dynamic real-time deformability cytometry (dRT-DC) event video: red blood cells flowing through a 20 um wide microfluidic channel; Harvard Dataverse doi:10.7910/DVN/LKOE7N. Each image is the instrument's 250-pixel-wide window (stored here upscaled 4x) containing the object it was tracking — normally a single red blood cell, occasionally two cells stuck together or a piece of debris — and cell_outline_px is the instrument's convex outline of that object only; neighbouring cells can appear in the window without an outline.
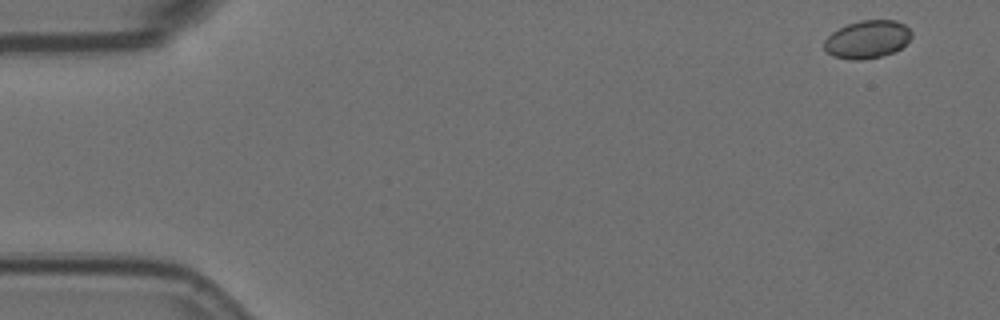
{"species": "Egyptian fruit bat (a non-hibernating species)", "species_latin": "Rousettus aegyptiacus", "temperature_condition": "room temperature", "stored_images_in_passage": 4, "camera_frame_rate_fps": 3000, "um_per_image_px": 0.085, "animal": {"sex": "female"}, "frame": {"image": 1, "passage_image": 1, "time_ms": 0.0, "image_size_px": [1000, 320], "cell_outline_px": [[912, 36], [900, 48], [892, 52], [880, 56], [860, 60], [852, 60], [832, 56], [824, 48], [824, 40], [832, 32], [848, 24], [860, 20], [896, 20], [904, 24], [912, 32]], "centroid_in_image_um": [73.71, 3.34], "position_along_channel_um": 11.3, "area_um2": 19.13}}
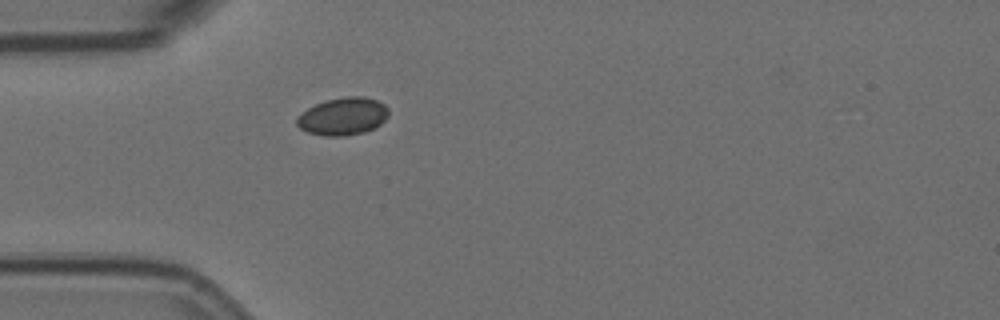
{"frame": {"image": 2, "passage_image": 4, "time_ms": 1.0, "image_size_px": [1000, 320], "cell_outline_px": [[388, 116], [380, 124], [364, 132], [344, 136], [324, 136], [308, 132], [300, 128], [296, 124], [296, 116], [308, 108], [324, 100], [344, 96], [364, 96], [376, 100], [384, 104], [388, 108]], "centroid_in_image_um": [29.13, 9.88], "position_along_channel_um": 55.9, "area_um2": 20.17}}